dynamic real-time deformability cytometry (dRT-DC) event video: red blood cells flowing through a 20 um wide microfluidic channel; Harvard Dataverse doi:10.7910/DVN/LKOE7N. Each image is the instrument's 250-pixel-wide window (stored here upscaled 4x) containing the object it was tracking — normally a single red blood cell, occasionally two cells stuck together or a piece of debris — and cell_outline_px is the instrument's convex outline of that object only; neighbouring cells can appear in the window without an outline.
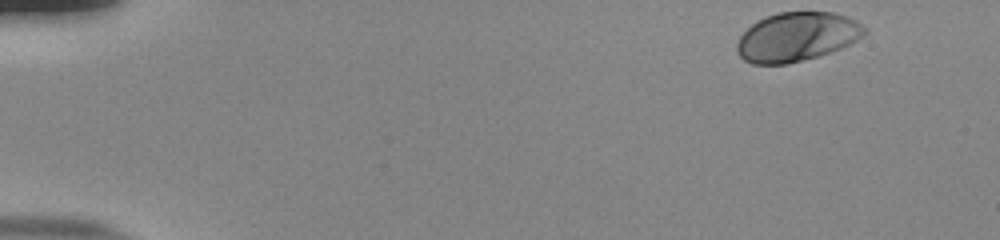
{"species": "human", "species_latin": "Homo sapiens", "temperature_condition": "room temperature", "stored_images_in_passage": 44, "camera_frame_rate_fps": 3000, "um_per_image_px": 0.085, "donor": {"sex": "male"}, "frame": {"image": 1, "passage_image": 1, "time_ms": 0.0, "image_size_px": [1000, 240], "cell_outline_px": [[868, 32], [856, 40], [840, 48], [816, 56], [788, 64], [752, 64], [744, 60], [736, 52], [736, 44], [740, 36], [756, 20], [780, 12], [832, 12], [848, 16], [856, 20], [868, 28]], "centroid_in_image_um": [67.73, 3.12], "position_along_channel_um": 17.3, "area_um2": 36.41}}
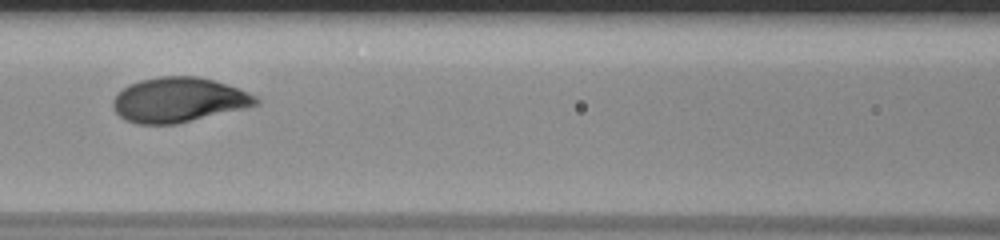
{"frame": {"image": 2, "passage_image": 22, "time_ms": 7.0, "image_size_px": [1000, 240], "cell_outline_px": [[260, 104], [244, 108], [176, 124], [136, 124], [124, 120], [116, 112], [112, 104], [112, 100], [124, 88], [140, 80], [160, 76], [196, 76], [212, 80], [236, 88], [256, 96], [260, 100]], "centroid_in_image_um": [15.17, 8.5], "position_along_channel_um": 151.4, "area_um2": 36.88}}
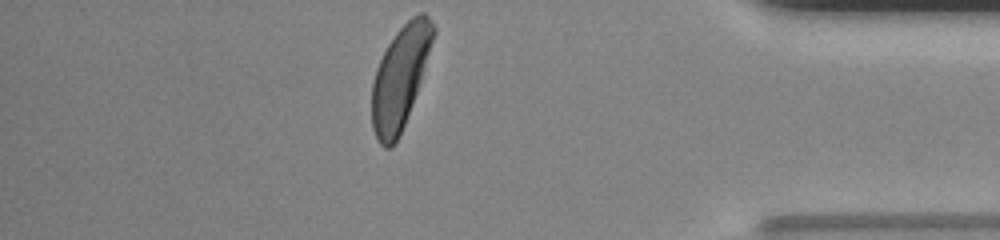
{"frame": {"image": 3, "passage_image": 44, "time_ms": 14.333, "image_size_px": [1000, 240], "cell_outline_px": [[436, 32], [416, 92], [400, 136], [392, 148], [384, 148], [380, 144], [372, 128], [372, 84], [376, 68], [388, 44], [396, 32], [412, 16], [420, 12], [424, 12], [432, 20], [436, 28]], "centroid_in_image_um": [34.01, 6.57], "position_along_channel_um": 401.2, "area_um2": 36.18}, "authors_computed_cell_mechanics": {"area_um2": 36.4718, "velocity_mm_per_s": 3.8069, "shape_relaxation_time_tau1_ms": 1.7164, "shape_relaxation_time_tau2_ms": null, "deformation_change_tau1": 0.1453, "deformation_change_tau2": null}}